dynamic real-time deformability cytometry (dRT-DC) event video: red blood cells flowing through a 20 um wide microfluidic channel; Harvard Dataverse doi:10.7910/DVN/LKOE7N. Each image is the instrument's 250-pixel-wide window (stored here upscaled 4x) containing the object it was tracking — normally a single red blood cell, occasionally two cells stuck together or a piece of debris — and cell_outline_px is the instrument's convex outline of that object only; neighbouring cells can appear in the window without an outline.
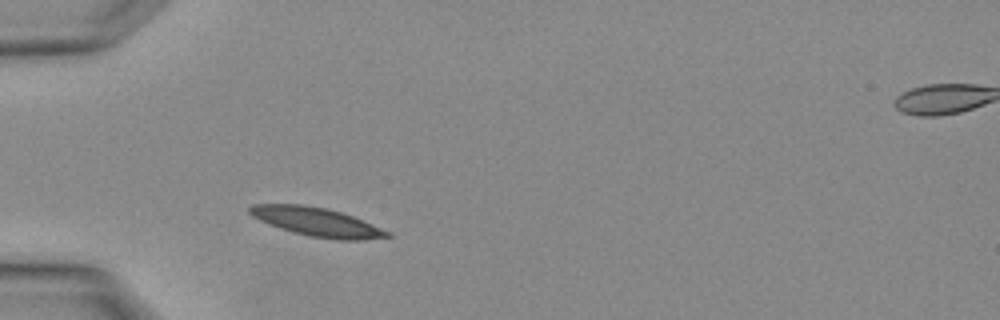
{"species": "Egyptian fruit bat (a non-hibernating species)", "species_latin": "Rousettus aegyptiacus", "temperature_condition": "warm", "stored_images_in_passage": 2, "segment_of_instrument_passage": [1, 2], "camera_frame_rate_fps": 3000, "um_per_image_px": 0.085, "animal": {"sex": "female"}, "frame": {"image": 1, "passage_image": 1, "time_ms": 0.0, "image_size_px": [1000, 320], "cell_outline_px": [[392, 236], [360, 240], [336, 240], [308, 236], [292, 232], [268, 224], [252, 216], [248, 212], [248, 208], [252, 204], [304, 204], [328, 208], [352, 216], [392, 232]], "centroid_in_image_um": [26.92, 18.86], "position_along_channel_um": 58.1, "area_um2": 23.18}}